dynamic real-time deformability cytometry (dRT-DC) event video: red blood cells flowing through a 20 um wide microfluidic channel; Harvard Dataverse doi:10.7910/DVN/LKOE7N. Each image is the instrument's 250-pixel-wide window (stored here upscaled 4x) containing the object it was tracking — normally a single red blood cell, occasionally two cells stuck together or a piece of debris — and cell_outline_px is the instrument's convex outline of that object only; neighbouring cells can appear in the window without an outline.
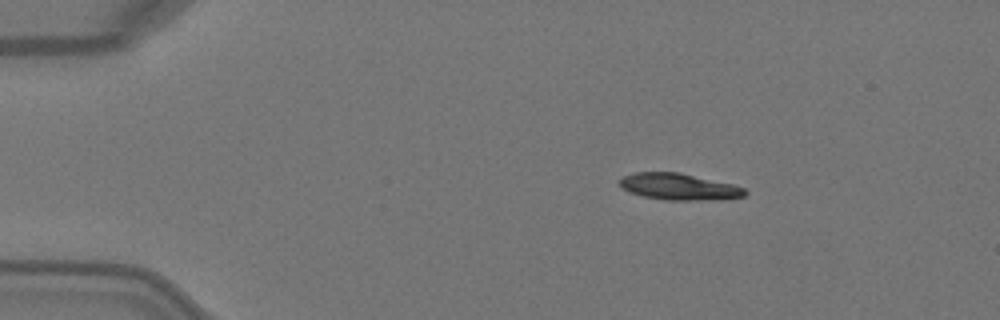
{"species": "Egyptian fruit bat (a non-hibernating species)", "species_latin": "Rousettus aegyptiacus", "temperature_condition": "warm", "stored_images_in_passage": 3, "camera_frame_rate_fps": 3000, "um_per_image_px": 0.085, "animal": {"sex": "female"}, "frame": {"image": 1, "passage_image": 1, "time_ms": 0.0, "image_size_px": [1000, 320], "cell_outline_px": [[748, 192], [744, 196], [716, 200], [668, 200], [644, 196], [628, 192], [620, 184], [620, 180], [624, 176], [636, 172], [680, 172], [732, 184], [744, 188]], "centroid_in_image_um": [57.74, 15.87], "position_along_channel_um": 27.3, "area_um2": 19.25}}
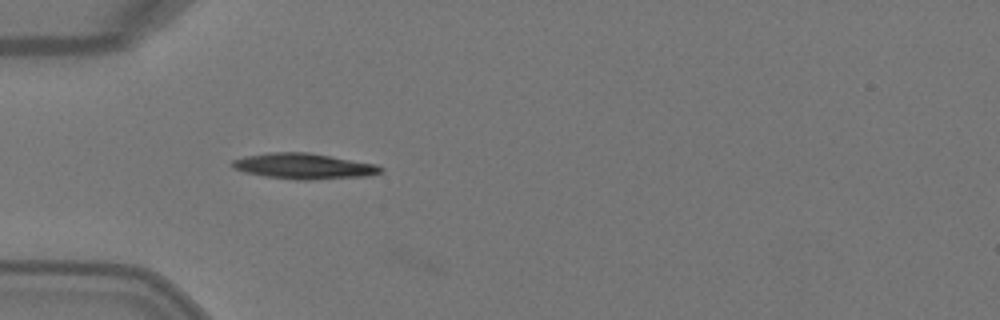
{"frame": {"image": 2, "passage_image": 3, "time_ms": 0.667, "image_size_px": [1000, 320], "cell_outline_px": [[384, 172], [364, 176], [308, 180], [296, 180], [264, 176], [244, 172], [232, 168], [232, 160], [244, 156], [268, 152], [308, 152], [376, 164], [384, 168]], "centroid_in_image_um": [25.8, 14.12], "position_along_channel_um": 59.2, "area_um2": 22.25}}